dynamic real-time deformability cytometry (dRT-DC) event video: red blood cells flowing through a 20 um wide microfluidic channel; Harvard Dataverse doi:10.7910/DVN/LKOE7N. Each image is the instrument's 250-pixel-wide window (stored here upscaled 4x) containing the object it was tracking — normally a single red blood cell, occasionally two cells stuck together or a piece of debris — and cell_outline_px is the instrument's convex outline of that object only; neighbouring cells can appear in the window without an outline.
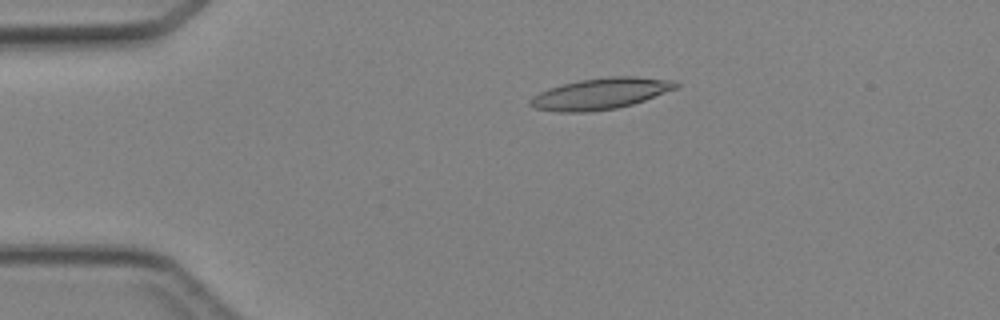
{"species": "Egyptian fruit bat (a non-hibernating species)", "species_latin": "Rousettus aegyptiacus", "temperature_condition": "cold", "stored_images_in_passage": 4, "camera_frame_rate_fps": 3000, "um_per_image_px": 0.085, "animal": {"sex": "female"}, "frame": {"image": 1, "passage_image": 3, "time_ms": 2.333, "image_size_px": [1000, 320], "cell_outline_px": [[680, 88], [632, 104], [616, 108], [588, 112], [560, 112], [536, 108], [528, 104], [528, 100], [532, 96], [548, 88], [580, 80], [608, 76], [636, 76], [676, 80], [680, 84]], "centroid_in_image_um": [51.1, 7.95], "position_along_channel_um": 33.9, "area_um2": 26.7}}